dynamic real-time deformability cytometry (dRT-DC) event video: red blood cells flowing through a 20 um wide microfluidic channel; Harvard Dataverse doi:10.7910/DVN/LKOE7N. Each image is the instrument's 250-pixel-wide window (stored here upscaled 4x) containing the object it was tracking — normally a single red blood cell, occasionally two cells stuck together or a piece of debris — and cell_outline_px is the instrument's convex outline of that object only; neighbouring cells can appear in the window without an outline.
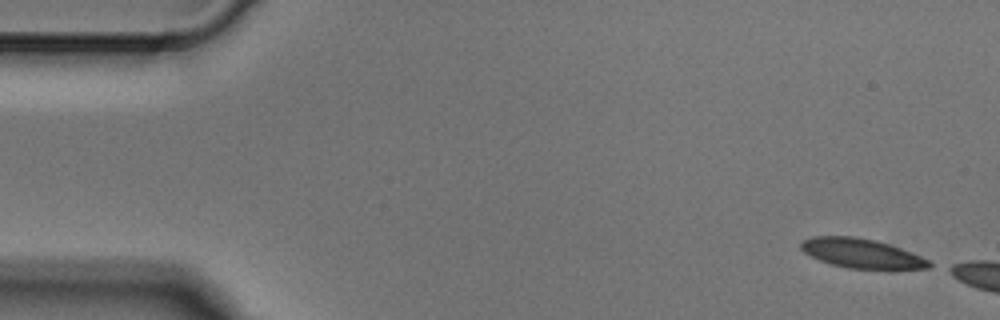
{"species": "Egyptian fruit bat (a non-hibernating species)", "species_latin": "Rousettus aegyptiacus", "temperature_condition": "cold", "stored_images_in_passage": 3, "camera_frame_rate_fps": 3000, "um_per_image_px": 0.085, "animal": {"sex": "male"}, "frame": {"image": 1, "passage_image": 1, "time_ms": 0.0, "image_size_px": [1000, 320], "cell_outline_px": [[936, 264], [932, 268], [848, 268], [832, 264], [820, 260], [804, 252], [800, 248], [800, 244], [804, 240], [812, 236], [852, 236], [872, 240], [888, 244], [900, 248], [920, 256]], "centroid_in_image_um": [73.22, 21.53], "position_along_channel_um": 11.8, "area_um2": 21.5}}